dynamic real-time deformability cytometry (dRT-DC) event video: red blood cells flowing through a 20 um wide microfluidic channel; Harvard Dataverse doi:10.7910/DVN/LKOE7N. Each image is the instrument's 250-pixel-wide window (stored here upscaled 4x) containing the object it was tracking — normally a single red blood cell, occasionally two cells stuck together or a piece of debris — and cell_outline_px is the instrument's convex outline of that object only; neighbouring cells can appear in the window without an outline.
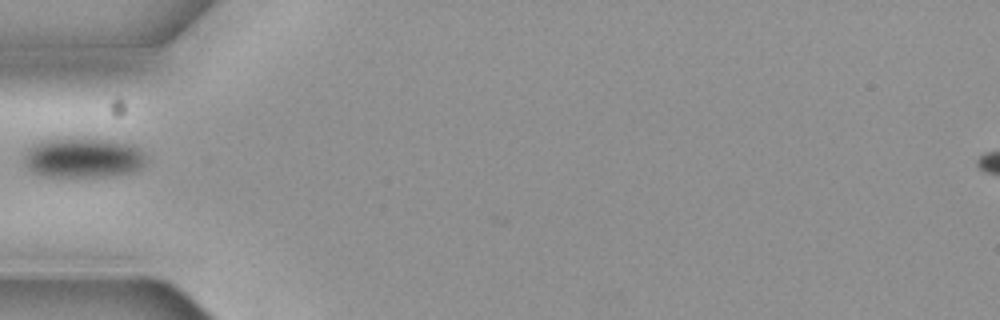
{"species": "common noctule bat (a hibernating species)", "species_latin": "Nyctalus noctula", "temperature_condition": "cold", "stored_images_in_passage": 2, "camera_frame_rate_fps": 3000, "um_per_image_px": 0.085, "animal": {"sex": "female", "body_mass_g": 19.3, "forearm_length_mm": 54.1}, "frame": {"image": 1, "passage_image": 1, "time_ms": 0.0, "image_size_px": [1000, 320], "cell_outline_px": [[148, 160], [140, 168], [132, 172], [104, 176], [44, 176], [32, 172], [24, 164], [24, 156], [28, 148], [44, 140], [100, 140], [132, 144], [140, 148], [144, 152]], "centroid_in_image_um": [7.1, 13.44], "position_along_channel_um": 77.9, "area_um2": 27.8}}
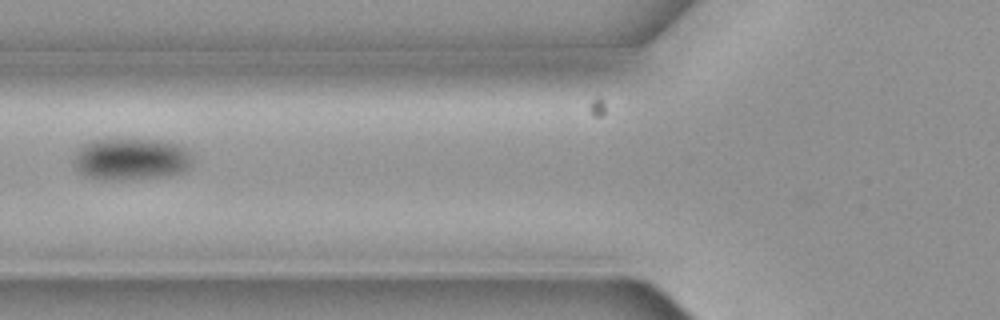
{"frame": {"image": 2, "passage_image": 2, "time_ms": 0.333, "image_size_px": [1000, 320], "cell_outline_px": [[192, 160], [188, 168], [180, 172], [164, 176], [120, 180], [96, 180], [84, 176], [76, 168], [76, 152], [84, 144], [92, 140], [160, 140], [180, 144], [192, 156]], "centroid_in_image_um": [11.14, 13.54], "position_along_channel_um": 114.7, "area_um2": 28.78}}